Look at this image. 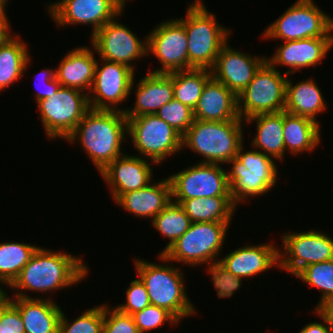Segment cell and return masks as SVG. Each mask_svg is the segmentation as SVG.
Here are the masks:
<instances>
[{"label": "cell", "instance_id": "obj_19", "mask_svg": "<svg viewBox=\"0 0 333 333\" xmlns=\"http://www.w3.org/2000/svg\"><path fill=\"white\" fill-rule=\"evenodd\" d=\"M153 168L147 159L122 154L112 161L100 174L109 185L115 202L125 193L139 190L151 182Z\"/></svg>", "mask_w": 333, "mask_h": 333}, {"label": "cell", "instance_id": "obj_27", "mask_svg": "<svg viewBox=\"0 0 333 333\" xmlns=\"http://www.w3.org/2000/svg\"><path fill=\"white\" fill-rule=\"evenodd\" d=\"M244 121L247 124H252V122L256 123L257 134L252 139V148L264 152L273 159L283 161L284 154L286 153L283 131V111L258 114Z\"/></svg>", "mask_w": 333, "mask_h": 333}, {"label": "cell", "instance_id": "obj_31", "mask_svg": "<svg viewBox=\"0 0 333 333\" xmlns=\"http://www.w3.org/2000/svg\"><path fill=\"white\" fill-rule=\"evenodd\" d=\"M172 201L182 206L191 222L230 223L237 209L231 197H207Z\"/></svg>", "mask_w": 333, "mask_h": 333}, {"label": "cell", "instance_id": "obj_21", "mask_svg": "<svg viewBox=\"0 0 333 333\" xmlns=\"http://www.w3.org/2000/svg\"><path fill=\"white\" fill-rule=\"evenodd\" d=\"M279 249L270 242L247 245L226 254L219 261L225 268L240 278L256 276L268 269L279 267Z\"/></svg>", "mask_w": 333, "mask_h": 333}, {"label": "cell", "instance_id": "obj_29", "mask_svg": "<svg viewBox=\"0 0 333 333\" xmlns=\"http://www.w3.org/2000/svg\"><path fill=\"white\" fill-rule=\"evenodd\" d=\"M320 124L314 120L283 110L285 151L291 154L311 152L320 144Z\"/></svg>", "mask_w": 333, "mask_h": 333}, {"label": "cell", "instance_id": "obj_8", "mask_svg": "<svg viewBox=\"0 0 333 333\" xmlns=\"http://www.w3.org/2000/svg\"><path fill=\"white\" fill-rule=\"evenodd\" d=\"M273 22L261 34L263 38L283 42L333 38V18L320 10L313 0H296Z\"/></svg>", "mask_w": 333, "mask_h": 333}, {"label": "cell", "instance_id": "obj_36", "mask_svg": "<svg viewBox=\"0 0 333 333\" xmlns=\"http://www.w3.org/2000/svg\"><path fill=\"white\" fill-rule=\"evenodd\" d=\"M104 304L86 309L73 322L62 312L59 333H103Z\"/></svg>", "mask_w": 333, "mask_h": 333}, {"label": "cell", "instance_id": "obj_12", "mask_svg": "<svg viewBox=\"0 0 333 333\" xmlns=\"http://www.w3.org/2000/svg\"><path fill=\"white\" fill-rule=\"evenodd\" d=\"M323 231L282 233L279 269L296 276L304 267L333 259V238Z\"/></svg>", "mask_w": 333, "mask_h": 333}, {"label": "cell", "instance_id": "obj_37", "mask_svg": "<svg viewBox=\"0 0 333 333\" xmlns=\"http://www.w3.org/2000/svg\"><path fill=\"white\" fill-rule=\"evenodd\" d=\"M156 115L173 127L182 136L194 122L193 109L176 99L162 106Z\"/></svg>", "mask_w": 333, "mask_h": 333}, {"label": "cell", "instance_id": "obj_34", "mask_svg": "<svg viewBox=\"0 0 333 333\" xmlns=\"http://www.w3.org/2000/svg\"><path fill=\"white\" fill-rule=\"evenodd\" d=\"M152 226L169 239L163 254L178 238H180L191 224L189 216L179 203L171 201L152 221Z\"/></svg>", "mask_w": 333, "mask_h": 333}, {"label": "cell", "instance_id": "obj_5", "mask_svg": "<svg viewBox=\"0 0 333 333\" xmlns=\"http://www.w3.org/2000/svg\"><path fill=\"white\" fill-rule=\"evenodd\" d=\"M134 260L137 275L146 287L150 304L167 309L180 322L196 314L186 294L183 271L167 263L158 265L139 257Z\"/></svg>", "mask_w": 333, "mask_h": 333}, {"label": "cell", "instance_id": "obj_14", "mask_svg": "<svg viewBox=\"0 0 333 333\" xmlns=\"http://www.w3.org/2000/svg\"><path fill=\"white\" fill-rule=\"evenodd\" d=\"M172 200L231 197L227 171L221 164L195 163L168 177Z\"/></svg>", "mask_w": 333, "mask_h": 333}, {"label": "cell", "instance_id": "obj_11", "mask_svg": "<svg viewBox=\"0 0 333 333\" xmlns=\"http://www.w3.org/2000/svg\"><path fill=\"white\" fill-rule=\"evenodd\" d=\"M36 104L44 132L51 140H66L90 109L87 93L63 86L54 95Z\"/></svg>", "mask_w": 333, "mask_h": 333}, {"label": "cell", "instance_id": "obj_7", "mask_svg": "<svg viewBox=\"0 0 333 333\" xmlns=\"http://www.w3.org/2000/svg\"><path fill=\"white\" fill-rule=\"evenodd\" d=\"M229 225L225 222H191L189 229L158 255L159 259L192 267L219 261Z\"/></svg>", "mask_w": 333, "mask_h": 333}, {"label": "cell", "instance_id": "obj_17", "mask_svg": "<svg viewBox=\"0 0 333 333\" xmlns=\"http://www.w3.org/2000/svg\"><path fill=\"white\" fill-rule=\"evenodd\" d=\"M147 54L155 56L161 67L153 73L188 70V40L184 24L179 19L163 21L147 36Z\"/></svg>", "mask_w": 333, "mask_h": 333}, {"label": "cell", "instance_id": "obj_46", "mask_svg": "<svg viewBox=\"0 0 333 333\" xmlns=\"http://www.w3.org/2000/svg\"><path fill=\"white\" fill-rule=\"evenodd\" d=\"M317 310L327 319L333 333V298L320 305Z\"/></svg>", "mask_w": 333, "mask_h": 333}, {"label": "cell", "instance_id": "obj_45", "mask_svg": "<svg viewBox=\"0 0 333 333\" xmlns=\"http://www.w3.org/2000/svg\"><path fill=\"white\" fill-rule=\"evenodd\" d=\"M9 24L10 22L7 16H0V47L9 41L14 35L13 33L12 35L10 34L11 25Z\"/></svg>", "mask_w": 333, "mask_h": 333}, {"label": "cell", "instance_id": "obj_4", "mask_svg": "<svg viewBox=\"0 0 333 333\" xmlns=\"http://www.w3.org/2000/svg\"><path fill=\"white\" fill-rule=\"evenodd\" d=\"M243 120L203 121L195 119L182 136V147L204 157L200 163L228 164L243 143ZM243 124V125H242Z\"/></svg>", "mask_w": 333, "mask_h": 333}, {"label": "cell", "instance_id": "obj_39", "mask_svg": "<svg viewBox=\"0 0 333 333\" xmlns=\"http://www.w3.org/2000/svg\"><path fill=\"white\" fill-rule=\"evenodd\" d=\"M207 271L211 274L214 287L217 290L218 298H227L233 296L242 285V279L229 272L220 262L207 263Z\"/></svg>", "mask_w": 333, "mask_h": 333}, {"label": "cell", "instance_id": "obj_33", "mask_svg": "<svg viewBox=\"0 0 333 333\" xmlns=\"http://www.w3.org/2000/svg\"><path fill=\"white\" fill-rule=\"evenodd\" d=\"M39 247L14 241L0 243V279L11 285Z\"/></svg>", "mask_w": 333, "mask_h": 333}, {"label": "cell", "instance_id": "obj_41", "mask_svg": "<svg viewBox=\"0 0 333 333\" xmlns=\"http://www.w3.org/2000/svg\"><path fill=\"white\" fill-rule=\"evenodd\" d=\"M103 333H139L132 315L120 312L115 307L109 309L104 304Z\"/></svg>", "mask_w": 333, "mask_h": 333}, {"label": "cell", "instance_id": "obj_30", "mask_svg": "<svg viewBox=\"0 0 333 333\" xmlns=\"http://www.w3.org/2000/svg\"><path fill=\"white\" fill-rule=\"evenodd\" d=\"M28 45L16 34L0 47V91L10 87L25 74L31 56Z\"/></svg>", "mask_w": 333, "mask_h": 333}, {"label": "cell", "instance_id": "obj_10", "mask_svg": "<svg viewBox=\"0 0 333 333\" xmlns=\"http://www.w3.org/2000/svg\"><path fill=\"white\" fill-rule=\"evenodd\" d=\"M128 136L140 157L151 163H163L164 159L182 150V135L156 114L127 117Z\"/></svg>", "mask_w": 333, "mask_h": 333}, {"label": "cell", "instance_id": "obj_28", "mask_svg": "<svg viewBox=\"0 0 333 333\" xmlns=\"http://www.w3.org/2000/svg\"><path fill=\"white\" fill-rule=\"evenodd\" d=\"M313 80L310 78L293 85L292 80L287 79L284 110L290 114L307 117L319 123L316 116L326 111V99H324L320 87Z\"/></svg>", "mask_w": 333, "mask_h": 333}, {"label": "cell", "instance_id": "obj_15", "mask_svg": "<svg viewBox=\"0 0 333 333\" xmlns=\"http://www.w3.org/2000/svg\"><path fill=\"white\" fill-rule=\"evenodd\" d=\"M128 0H60L49 4L48 13L57 26L92 25V36L116 16L121 17Z\"/></svg>", "mask_w": 333, "mask_h": 333}, {"label": "cell", "instance_id": "obj_20", "mask_svg": "<svg viewBox=\"0 0 333 333\" xmlns=\"http://www.w3.org/2000/svg\"><path fill=\"white\" fill-rule=\"evenodd\" d=\"M333 47V38H305L301 40L286 41L276 48L275 54L266 58L273 66H287L285 73L290 75L302 70L320 65Z\"/></svg>", "mask_w": 333, "mask_h": 333}, {"label": "cell", "instance_id": "obj_47", "mask_svg": "<svg viewBox=\"0 0 333 333\" xmlns=\"http://www.w3.org/2000/svg\"><path fill=\"white\" fill-rule=\"evenodd\" d=\"M0 284H5L10 289V284L2 279H0ZM10 302L11 298L8 296L5 288L3 290V287L0 286V310L5 308Z\"/></svg>", "mask_w": 333, "mask_h": 333}, {"label": "cell", "instance_id": "obj_25", "mask_svg": "<svg viewBox=\"0 0 333 333\" xmlns=\"http://www.w3.org/2000/svg\"><path fill=\"white\" fill-rule=\"evenodd\" d=\"M172 201L169 178L123 194L115 203L140 218L151 221Z\"/></svg>", "mask_w": 333, "mask_h": 333}, {"label": "cell", "instance_id": "obj_3", "mask_svg": "<svg viewBox=\"0 0 333 333\" xmlns=\"http://www.w3.org/2000/svg\"><path fill=\"white\" fill-rule=\"evenodd\" d=\"M184 24L188 40V70L211 69L221 48L230 37V30L217 22L204 2L194 0L188 5Z\"/></svg>", "mask_w": 333, "mask_h": 333}, {"label": "cell", "instance_id": "obj_38", "mask_svg": "<svg viewBox=\"0 0 333 333\" xmlns=\"http://www.w3.org/2000/svg\"><path fill=\"white\" fill-rule=\"evenodd\" d=\"M139 333H148L151 330L164 326V322L177 325L180 321L167 309L148 305L143 310L132 314Z\"/></svg>", "mask_w": 333, "mask_h": 333}, {"label": "cell", "instance_id": "obj_18", "mask_svg": "<svg viewBox=\"0 0 333 333\" xmlns=\"http://www.w3.org/2000/svg\"><path fill=\"white\" fill-rule=\"evenodd\" d=\"M265 61V56H250L233 49L227 42L221 48L210 71L214 79L238 96L253 80L254 74Z\"/></svg>", "mask_w": 333, "mask_h": 333}, {"label": "cell", "instance_id": "obj_24", "mask_svg": "<svg viewBox=\"0 0 333 333\" xmlns=\"http://www.w3.org/2000/svg\"><path fill=\"white\" fill-rule=\"evenodd\" d=\"M90 47L72 49L55 68V78L63 87L74 88L89 93L95 75L97 59Z\"/></svg>", "mask_w": 333, "mask_h": 333}, {"label": "cell", "instance_id": "obj_16", "mask_svg": "<svg viewBox=\"0 0 333 333\" xmlns=\"http://www.w3.org/2000/svg\"><path fill=\"white\" fill-rule=\"evenodd\" d=\"M117 18L97 30L90 37V44L101 59L126 65L134 71L132 61L148 55L147 36L142 41Z\"/></svg>", "mask_w": 333, "mask_h": 333}, {"label": "cell", "instance_id": "obj_6", "mask_svg": "<svg viewBox=\"0 0 333 333\" xmlns=\"http://www.w3.org/2000/svg\"><path fill=\"white\" fill-rule=\"evenodd\" d=\"M243 149L242 144L236 157L228 163L232 165L231 170H226L229 193L236 207L247 199L267 194L278 178L273 158L257 149L246 152Z\"/></svg>", "mask_w": 333, "mask_h": 333}, {"label": "cell", "instance_id": "obj_1", "mask_svg": "<svg viewBox=\"0 0 333 333\" xmlns=\"http://www.w3.org/2000/svg\"><path fill=\"white\" fill-rule=\"evenodd\" d=\"M88 270V266L78 256L39 247L10 289H17L13 297L34 299L25 292L54 293L83 281L88 276Z\"/></svg>", "mask_w": 333, "mask_h": 333}, {"label": "cell", "instance_id": "obj_48", "mask_svg": "<svg viewBox=\"0 0 333 333\" xmlns=\"http://www.w3.org/2000/svg\"><path fill=\"white\" fill-rule=\"evenodd\" d=\"M9 0H0V16H7L6 14V4H8Z\"/></svg>", "mask_w": 333, "mask_h": 333}, {"label": "cell", "instance_id": "obj_22", "mask_svg": "<svg viewBox=\"0 0 333 333\" xmlns=\"http://www.w3.org/2000/svg\"><path fill=\"white\" fill-rule=\"evenodd\" d=\"M194 119L203 121L242 120L238 114L237 95L211 77L193 110Z\"/></svg>", "mask_w": 333, "mask_h": 333}, {"label": "cell", "instance_id": "obj_42", "mask_svg": "<svg viewBox=\"0 0 333 333\" xmlns=\"http://www.w3.org/2000/svg\"><path fill=\"white\" fill-rule=\"evenodd\" d=\"M0 333H25L20 312L11 302L0 310Z\"/></svg>", "mask_w": 333, "mask_h": 333}, {"label": "cell", "instance_id": "obj_40", "mask_svg": "<svg viewBox=\"0 0 333 333\" xmlns=\"http://www.w3.org/2000/svg\"><path fill=\"white\" fill-rule=\"evenodd\" d=\"M125 294L126 303L116 305L115 307L122 313L132 315L150 305L148 292L139 277L130 282Z\"/></svg>", "mask_w": 333, "mask_h": 333}, {"label": "cell", "instance_id": "obj_13", "mask_svg": "<svg viewBox=\"0 0 333 333\" xmlns=\"http://www.w3.org/2000/svg\"><path fill=\"white\" fill-rule=\"evenodd\" d=\"M101 61L104 65L97 60L95 66L94 80L88 93L89 106L97 110L125 112L126 109L119 105L132 93L135 71L120 63L104 59Z\"/></svg>", "mask_w": 333, "mask_h": 333}, {"label": "cell", "instance_id": "obj_44", "mask_svg": "<svg viewBox=\"0 0 333 333\" xmlns=\"http://www.w3.org/2000/svg\"><path fill=\"white\" fill-rule=\"evenodd\" d=\"M313 311L320 317L322 322H310L300 329L299 333H332L327 319L317 309H313Z\"/></svg>", "mask_w": 333, "mask_h": 333}, {"label": "cell", "instance_id": "obj_43", "mask_svg": "<svg viewBox=\"0 0 333 333\" xmlns=\"http://www.w3.org/2000/svg\"><path fill=\"white\" fill-rule=\"evenodd\" d=\"M39 74H40V81L41 82L43 81L42 82L43 88L39 87L40 89L37 88V92H35L36 94L34 95V97H35L36 103L39 102L40 100H44V99L49 98L52 95H54L61 86V84L55 78V69L54 68L44 69ZM36 76H39V75L37 74ZM35 80H37V79H35ZM38 83H35L36 87H37Z\"/></svg>", "mask_w": 333, "mask_h": 333}, {"label": "cell", "instance_id": "obj_32", "mask_svg": "<svg viewBox=\"0 0 333 333\" xmlns=\"http://www.w3.org/2000/svg\"><path fill=\"white\" fill-rule=\"evenodd\" d=\"M172 78L174 99L191 109L197 105L207 81L212 77L209 69H191L168 73Z\"/></svg>", "mask_w": 333, "mask_h": 333}, {"label": "cell", "instance_id": "obj_23", "mask_svg": "<svg viewBox=\"0 0 333 333\" xmlns=\"http://www.w3.org/2000/svg\"><path fill=\"white\" fill-rule=\"evenodd\" d=\"M147 73L136 85L134 108H125L126 117L156 114L174 98L172 78L169 74Z\"/></svg>", "mask_w": 333, "mask_h": 333}, {"label": "cell", "instance_id": "obj_35", "mask_svg": "<svg viewBox=\"0 0 333 333\" xmlns=\"http://www.w3.org/2000/svg\"><path fill=\"white\" fill-rule=\"evenodd\" d=\"M296 277L321 291L322 295L315 309L333 298V259L304 267Z\"/></svg>", "mask_w": 333, "mask_h": 333}, {"label": "cell", "instance_id": "obj_9", "mask_svg": "<svg viewBox=\"0 0 333 333\" xmlns=\"http://www.w3.org/2000/svg\"><path fill=\"white\" fill-rule=\"evenodd\" d=\"M288 74L281 73L267 60L254 74L253 80L237 96L238 114L241 119L283 111L286 105Z\"/></svg>", "mask_w": 333, "mask_h": 333}, {"label": "cell", "instance_id": "obj_2", "mask_svg": "<svg viewBox=\"0 0 333 333\" xmlns=\"http://www.w3.org/2000/svg\"><path fill=\"white\" fill-rule=\"evenodd\" d=\"M128 135L127 117L124 112L90 108L66 141L77 140L91 159L99 174L123 152L121 149Z\"/></svg>", "mask_w": 333, "mask_h": 333}, {"label": "cell", "instance_id": "obj_26", "mask_svg": "<svg viewBox=\"0 0 333 333\" xmlns=\"http://www.w3.org/2000/svg\"><path fill=\"white\" fill-rule=\"evenodd\" d=\"M11 303L20 312L25 333H59L62 310L50 297L43 299L14 297L11 298Z\"/></svg>", "mask_w": 333, "mask_h": 333}]
</instances>
